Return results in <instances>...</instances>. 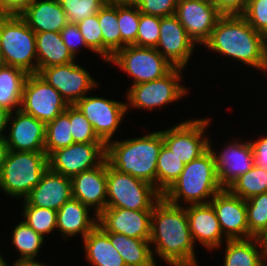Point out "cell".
<instances>
[{
    "instance_id": "1",
    "label": "cell",
    "mask_w": 267,
    "mask_h": 266,
    "mask_svg": "<svg viewBox=\"0 0 267 266\" xmlns=\"http://www.w3.org/2000/svg\"><path fill=\"white\" fill-rule=\"evenodd\" d=\"M149 241L155 262L159 258L164 263L200 266L185 206L171 204L162 197L152 209Z\"/></svg>"
},
{
    "instance_id": "2",
    "label": "cell",
    "mask_w": 267,
    "mask_h": 266,
    "mask_svg": "<svg viewBox=\"0 0 267 266\" xmlns=\"http://www.w3.org/2000/svg\"><path fill=\"white\" fill-rule=\"evenodd\" d=\"M264 35L254 30L241 15H222L203 45L207 51L260 72L263 65Z\"/></svg>"
},
{
    "instance_id": "3",
    "label": "cell",
    "mask_w": 267,
    "mask_h": 266,
    "mask_svg": "<svg viewBox=\"0 0 267 266\" xmlns=\"http://www.w3.org/2000/svg\"><path fill=\"white\" fill-rule=\"evenodd\" d=\"M117 138L106 144L108 164L156 187L157 159L164 144L162 132L148 130L140 137Z\"/></svg>"
},
{
    "instance_id": "4",
    "label": "cell",
    "mask_w": 267,
    "mask_h": 266,
    "mask_svg": "<svg viewBox=\"0 0 267 266\" xmlns=\"http://www.w3.org/2000/svg\"><path fill=\"white\" fill-rule=\"evenodd\" d=\"M221 190L214 156L208 149L184 166L178 179L162 197L177 206L207 204Z\"/></svg>"
},
{
    "instance_id": "5",
    "label": "cell",
    "mask_w": 267,
    "mask_h": 266,
    "mask_svg": "<svg viewBox=\"0 0 267 266\" xmlns=\"http://www.w3.org/2000/svg\"><path fill=\"white\" fill-rule=\"evenodd\" d=\"M47 168L45 152L9 150L0 172V191L17 201L24 200Z\"/></svg>"
},
{
    "instance_id": "6",
    "label": "cell",
    "mask_w": 267,
    "mask_h": 266,
    "mask_svg": "<svg viewBox=\"0 0 267 266\" xmlns=\"http://www.w3.org/2000/svg\"><path fill=\"white\" fill-rule=\"evenodd\" d=\"M184 68L174 67L167 75L153 81L140 83L126 88L127 113L130 109L152 112L180 102L188 96L190 89L183 85ZM182 98V99H181ZM180 99V100H179ZM172 103V104H171ZM164 107V108H163Z\"/></svg>"
},
{
    "instance_id": "7",
    "label": "cell",
    "mask_w": 267,
    "mask_h": 266,
    "mask_svg": "<svg viewBox=\"0 0 267 266\" xmlns=\"http://www.w3.org/2000/svg\"><path fill=\"white\" fill-rule=\"evenodd\" d=\"M0 51L4 65L37 73L35 32L19 15H0Z\"/></svg>"
},
{
    "instance_id": "8",
    "label": "cell",
    "mask_w": 267,
    "mask_h": 266,
    "mask_svg": "<svg viewBox=\"0 0 267 266\" xmlns=\"http://www.w3.org/2000/svg\"><path fill=\"white\" fill-rule=\"evenodd\" d=\"M162 198L153 185L121 173L107 162V205L106 207L130 210H152Z\"/></svg>"
},
{
    "instance_id": "9",
    "label": "cell",
    "mask_w": 267,
    "mask_h": 266,
    "mask_svg": "<svg viewBox=\"0 0 267 266\" xmlns=\"http://www.w3.org/2000/svg\"><path fill=\"white\" fill-rule=\"evenodd\" d=\"M107 64L117 66L131 78L129 87L161 78L175 67L155 48L136 45L118 50Z\"/></svg>"
},
{
    "instance_id": "10",
    "label": "cell",
    "mask_w": 267,
    "mask_h": 266,
    "mask_svg": "<svg viewBox=\"0 0 267 266\" xmlns=\"http://www.w3.org/2000/svg\"><path fill=\"white\" fill-rule=\"evenodd\" d=\"M210 117L186 119L161 129L163 143L186 165L209 149ZM207 133V134H206Z\"/></svg>"
},
{
    "instance_id": "11",
    "label": "cell",
    "mask_w": 267,
    "mask_h": 266,
    "mask_svg": "<svg viewBox=\"0 0 267 266\" xmlns=\"http://www.w3.org/2000/svg\"><path fill=\"white\" fill-rule=\"evenodd\" d=\"M90 94L74 105L89 120L97 137L106 145L116 139L115 136L127 114L126 102Z\"/></svg>"
},
{
    "instance_id": "12",
    "label": "cell",
    "mask_w": 267,
    "mask_h": 266,
    "mask_svg": "<svg viewBox=\"0 0 267 266\" xmlns=\"http://www.w3.org/2000/svg\"><path fill=\"white\" fill-rule=\"evenodd\" d=\"M69 106L61 94L38 73L28 74L20 109L44 122L54 120Z\"/></svg>"
},
{
    "instance_id": "13",
    "label": "cell",
    "mask_w": 267,
    "mask_h": 266,
    "mask_svg": "<svg viewBox=\"0 0 267 266\" xmlns=\"http://www.w3.org/2000/svg\"><path fill=\"white\" fill-rule=\"evenodd\" d=\"M77 59L71 63L43 68L38 74L54 87L69 105H74L92 90L98 81ZM90 72V73H89Z\"/></svg>"
},
{
    "instance_id": "14",
    "label": "cell",
    "mask_w": 267,
    "mask_h": 266,
    "mask_svg": "<svg viewBox=\"0 0 267 266\" xmlns=\"http://www.w3.org/2000/svg\"><path fill=\"white\" fill-rule=\"evenodd\" d=\"M242 139L228 140L218 150L213 146V139L209 137V150L214 156L216 172L222 189H227L239 176L255 165L251 143L247 139Z\"/></svg>"
},
{
    "instance_id": "15",
    "label": "cell",
    "mask_w": 267,
    "mask_h": 266,
    "mask_svg": "<svg viewBox=\"0 0 267 266\" xmlns=\"http://www.w3.org/2000/svg\"><path fill=\"white\" fill-rule=\"evenodd\" d=\"M106 157L104 143H73L55 150L48 157V167L66 177H73L83 171L99 166Z\"/></svg>"
},
{
    "instance_id": "16",
    "label": "cell",
    "mask_w": 267,
    "mask_h": 266,
    "mask_svg": "<svg viewBox=\"0 0 267 266\" xmlns=\"http://www.w3.org/2000/svg\"><path fill=\"white\" fill-rule=\"evenodd\" d=\"M197 46L204 45L222 14L210 1L178 0L174 14Z\"/></svg>"
},
{
    "instance_id": "17",
    "label": "cell",
    "mask_w": 267,
    "mask_h": 266,
    "mask_svg": "<svg viewBox=\"0 0 267 266\" xmlns=\"http://www.w3.org/2000/svg\"><path fill=\"white\" fill-rule=\"evenodd\" d=\"M159 33L155 49L173 66L186 69L198 46L188 36L177 17H161Z\"/></svg>"
},
{
    "instance_id": "18",
    "label": "cell",
    "mask_w": 267,
    "mask_h": 266,
    "mask_svg": "<svg viewBox=\"0 0 267 266\" xmlns=\"http://www.w3.org/2000/svg\"><path fill=\"white\" fill-rule=\"evenodd\" d=\"M209 203L215 210L223 235L228 240L254 237L247 224L246 200L232 194L228 189H222Z\"/></svg>"
},
{
    "instance_id": "19",
    "label": "cell",
    "mask_w": 267,
    "mask_h": 266,
    "mask_svg": "<svg viewBox=\"0 0 267 266\" xmlns=\"http://www.w3.org/2000/svg\"><path fill=\"white\" fill-rule=\"evenodd\" d=\"M5 136L10 151L45 152L46 124L21 109L10 113Z\"/></svg>"
},
{
    "instance_id": "20",
    "label": "cell",
    "mask_w": 267,
    "mask_h": 266,
    "mask_svg": "<svg viewBox=\"0 0 267 266\" xmlns=\"http://www.w3.org/2000/svg\"><path fill=\"white\" fill-rule=\"evenodd\" d=\"M152 210H130L106 207L99 215L97 226L103 232L124 234L135 239L150 240Z\"/></svg>"
},
{
    "instance_id": "21",
    "label": "cell",
    "mask_w": 267,
    "mask_h": 266,
    "mask_svg": "<svg viewBox=\"0 0 267 266\" xmlns=\"http://www.w3.org/2000/svg\"><path fill=\"white\" fill-rule=\"evenodd\" d=\"M186 215L194 244L209 253L218 249L228 239L223 235L215 210L210 203L186 205Z\"/></svg>"
},
{
    "instance_id": "22",
    "label": "cell",
    "mask_w": 267,
    "mask_h": 266,
    "mask_svg": "<svg viewBox=\"0 0 267 266\" xmlns=\"http://www.w3.org/2000/svg\"><path fill=\"white\" fill-rule=\"evenodd\" d=\"M72 198L99 215L107 205V160L71 177Z\"/></svg>"
},
{
    "instance_id": "23",
    "label": "cell",
    "mask_w": 267,
    "mask_h": 266,
    "mask_svg": "<svg viewBox=\"0 0 267 266\" xmlns=\"http://www.w3.org/2000/svg\"><path fill=\"white\" fill-rule=\"evenodd\" d=\"M71 198V178L56 173L48 167L40 182L24 200L31 206L58 211Z\"/></svg>"
},
{
    "instance_id": "24",
    "label": "cell",
    "mask_w": 267,
    "mask_h": 266,
    "mask_svg": "<svg viewBox=\"0 0 267 266\" xmlns=\"http://www.w3.org/2000/svg\"><path fill=\"white\" fill-rule=\"evenodd\" d=\"M56 221L61 239L70 241L79 235L83 240L97 226L98 215L79 200L71 198L57 211Z\"/></svg>"
},
{
    "instance_id": "25",
    "label": "cell",
    "mask_w": 267,
    "mask_h": 266,
    "mask_svg": "<svg viewBox=\"0 0 267 266\" xmlns=\"http://www.w3.org/2000/svg\"><path fill=\"white\" fill-rule=\"evenodd\" d=\"M35 32L60 33L68 23L58 0H35L19 15Z\"/></svg>"
},
{
    "instance_id": "26",
    "label": "cell",
    "mask_w": 267,
    "mask_h": 266,
    "mask_svg": "<svg viewBox=\"0 0 267 266\" xmlns=\"http://www.w3.org/2000/svg\"><path fill=\"white\" fill-rule=\"evenodd\" d=\"M220 248L224 250L221 266H262L267 261V247L257 237L227 240L216 251Z\"/></svg>"
},
{
    "instance_id": "27",
    "label": "cell",
    "mask_w": 267,
    "mask_h": 266,
    "mask_svg": "<svg viewBox=\"0 0 267 266\" xmlns=\"http://www.w3.org/2000/svg\"><path fill=\"white\" fill-rule=\"evenodd\" d=\"M81 241L89 266H126L109 237L98 226Z\"/></svg>"
},
{
    "instance_id": "28",
    "label": "cell",
    "mask_w": 267,
    "mask_h": 266,
    "mask_svg": "<svg viewBox=\"0 0 267 266\" xmlns=\"http://www.w3.org/2000/svg\"><path fill=\"white\" fill-rule=\"evenodd\" d=\"M36 52H37V73L43 68L68 64L76 59L67 49L60 33L57 32H37Z\"/></svg>"
},
{
    "instance_id": "29",
    "label": "cell",
    "mask_w": 267,
    "mask_h": 266,
    "mask_svg": "<svg viewBox=\"0 0 267 266\" xmlns=\"http://www.w3.org/2000/svg\"><path fill=\"white\" fill-rule=\"evenodd\" d=\"M104 233L122 256L126 266H153L156 263L149 240L135 239L119 233Z\"/></svg>"
},
{
    "instance_id": "30",
    "label": "cell",
    "mask_w": 267,
    "mask_h": 266,
    "mask_svg": "<svg viewBox=\"0 0 267 266\" xmlns=\"http://www.w3.org/2000/svg\"><path fill=\"white\" fill-rule=\"evenodd\" d=\"M27 76L28 73L20 68L8 65L0 67V107L10 113L20 109Z\"/></svg>"
},
{
    "instance_id": "31",
    "label": "cell",
    "mask_w": 267,
    "mask_h": 266,
    "mask_svg": "<svg viewBox=\"0 0 267 266\" xmlns=\"http://www.w3.org/2000/svg\"><path fill=\"white\" fill-rule=\"evenodd\" d=\"M17 224L12 228L11 244L13 249L18 252L15 262L23 260L39 259L40 251L45 245V238L38 234L33 228L28 226L22 219L16 221Z\"/></svg>"
},
{
    "instance_id": "32",
    "label": "cell",
    "mask_w": 267,
    "mask_h": 266,
    "mask_svg": "<svg viewBox=\"0 0 267 266\" xmlns=\"http://www.w3.org/2000/svg\"><path fill=\"white\" fill-rule=\"evenodd\" d=\"M103 37V60L108 63L121 49V33L117 19V5L105 4L97 13Z\"/></svg>"
},
{
    "instance_id": "33",
    "label": "cell",
    "mask_w": 267,
    "mask_h": 266,
    "mask_svg": "<svg viewBox=\"0 0 267 266\" xmlns=\"http://www.w3.org/2000/svg\"><path fill=\"white\" fill-rule=\"evenodd\" d=\"M185 164L165 144L162 145L156 169V189L163 195L178 179Z\"/></svg>"
},
{
    "instance_id": "34",
    "label": "cell",
    "mask_w": 267,
    "mask_h": 266,
    "mask_svg": "<svg viewBox=\"0 0 267 266\" xmlns=\"http://www.w3.org/2000/svg\"><path fill=\"white\" fill-rule=\"evenodd\" d=\"M227 189L243 200L266 193L267 170L255 164L249 171L239 176Z\"/></svg>"
},
{
    "instance_id": "35",
    "label": "cell",
    "mask_w": 267,
    "mask_h": 266,
    "mask_svg": "<svg viewBox=\"0 0 267 266\" xmlns=\"http://www.w3.org/2000/svg\"><path fill=\"white\" fill-rule=\"evenodd\" d=\"M73 143L68 106L64 112L46 124L45 153L49 157L55 150Z\"/></svg>"
},
{
    "instance_id": "36",
    "label": "cell",
    "mask_w": 267,
    "mask_h": 266,
    "mask_svg": "<svg viewBox=\"0 0 267 266\" xmlns=\"http://www.w3.org/2000/svg\"><path fill=\"white\" fill-rule=\"evenodd\" d=\"M23 206L21 209L22 220L38 234L46 238L51 233L57 231V211L35 207L29 205L25 200H22Z\"/></svg>"
},
{
    "instance_id": "37",
    "label": "cell",
    "mask_w": 267,
    "mask_h": 266,
    "mask_svg": "<svg viewBox=\"0 0 267 266\" xmlns=\"http://www.w3.org/2000/svg\"><path fill=\"white\" fill-rule=\"evenodd\" d=\"M117 19L121 33V49L136 45L140 11L134 3L117 5Z\"/></svg>"
},
{
    "instance_id": "38",
    "label": "cell",
    "mask_w": 267,
    "mask_h": 266,
    "mask_svg": "<svg viewBox=\"0 0 267 266\" xmlns=\"http://www.w3.org/2000/svg\"><path fill=\"white\" fill-rule=\"evenodd\" d=\"M249 232L258 237L267 227V192L246 200Z\"/></svg>"
},
{
    "instance_id": "39",
    "label": "cell",
    "mask_w": 267,
    "mask_h": 266,
    "mask_svg": "<svg viewBox=\"0 0 267 266\" xmlns=\"http://www.w3.org/2000/svg\"><path fill=\"white\" fill-rule=\"evenodd\" d=\"M69 118L75 143H103L95 134L89 120L75 105H69Z\"/></svg>"
},
{
    "instance_id": "40",
    "label": "cell",
    "mask_w": 267,
    "mask_h": 266,
    "mask_svg": "<svg viewBox=\"0 0 267 266\" xmlns=\"http://www.w3.org/2000/svg\"><path fill=\"white\" fill-rule=\"evenodd\" d=\"M69 23H75L93 16L105 5L102 0H58Z\"/></svg>"
},
{
    "instance_id": "41",
    "label": "cell",
    "mask_w": 267,
    "mask_h": 266,
    "mask_svg": "<svg viewBox=\"0 0 267 266\" xmlns=\"http://www.w3.org/2000/svg\"><path fill=\"white\" fill-rule=\"evenodd\" d=\"M161 17L140 12L136 46L156 48L160 33Z\"/></svg>"
},
{
    "instance_id": "42",
    "label": "cell",
    "mask_w": 267,
    "mask_h": 266,
    "mask_svg": "<svg viewBox=\"0 0 267 266\" xmlns=\"http://www.w3.org/2000/svg\"><path fill=\"white\" fill-rule=\"evenodd\" d=\"M77 26L92 54L103 60V37L97 14L78 22Z\"/></svg>"
},
{
    "instance_id": "43",
    "label": "cell",
    "mask_w": 267,
    "mask_h": 266,
    "mask_svg": "<svg viewBox=\"0 0 267 266\" xmlns=\"http://www.w3.org/2000/svg\"><path fill=\"white\" fill-rule=\"evenodd\" d=\"M241 16L254 30L267 35V0H249Z\"/></svg>"
},
{
    "instance_id": "44",
    "label": "cell",
    "mask_w": 267,
    "mask_h": 266,
    "mask_svg": "<svg viewBox=\"0 0 267 266\" xmlns=\"http://www.w3.org/2000/svg\"><path fill=\"white\" fill-rule=\"evenodd\" d=\"M178 0H134L139 11L146 15L165 17L175 14Z\"/></svg>"
},
{
    "instance_id": "45",
    "label": "cell",
    "mask_w": 267,
    "mask_h": 266,
    "mask_svg": "<svg viewBox=\"0 0 267 266\" xmlns=\"http://www.w3.org/2000/svg\"><path fill=\"white\" fill-rule=\"evenodd\" d=\"M61 38L72 56L78 60L82 47L90 50L85 43L84 37L75 23H67L60 32ZM80 50V51H79Z\"/></svg>"
},
{
    "instance_id": "46",
    "label": "cell",
    "mask_w": 267,
    "mask_h": 266,
    "mask_svg": "<svg viewBox=\"0 0 267 266\" xmlns=\"http://www.w3.org/2000/svg\"><path fill=\"white\" fill-rule=\"evenodd\" d=\"M249 0H210L222 15H241Z\"/></svg>"
},
{
    "instance_id": "47",
    "label": "cell",
    "mask_w": 267,
    "mask_h": 266,
    "mask_svg": "<svg viewBox=\"0 0 267 266\" xmlns=\"http://www.w3.org/2000/svg\"><path fill=\"white\" fill-rule=\"evenodd\" d=\"M249 139L251 143L255 164L261 166L267 170V134Z\"/></svg>"
},
{
    "instance_id": "48",
    "label": "cell",
    "mask_w": 267,
    "mask_h": 266,
    "mask_svg": "<svg viewBox=\"0 0 267 266\" xmlns=\"http://www.w3.org/2000/svg\"><path fill=\"white\" fill-rule=\"evenodd\" d=\"M35 0H0V15H20Z\"/></svg>"
},
{
    "instance_id": "49",
    "label": "cell",
    "mask_w": 267,
    "mask_h": 266,
    "mask_svg": "<svg viewBox=\"0 0 267 266\" xmlns=\"http://www.w3.org/2000/svg\"><path fill=\"white\" fill-rule=\"evenodd\" d=\"M9 116L10 112L0 107V136L6 135Z\"/></svg>"
},
{
    "instance_id": "50",
    "label": "cell",
    "mask_w": 267,
    "mask_h": 266,
    "mask_svg": "<svg viewBox=\"0 0 267 266\" xmlns=\"http://www.w3.org/2000/svg\"><path fill=\"white\" fill-rule=\"evenodd\" d=\"M9 152L6 136H0V172Z\"/></svg>"
},
{
    "instance_id": "51",
    "label": "cell",
    "mask_w": 267,
    "mask_h": 266,
    "mask_svg": "<svg viewBox=\"0 0 267 266\" xmlns=\"http://www.w3.org/2000/svg\"><path fill=\"white\" fill-rule=\"evenodd\" d=\"M11 266H50V264H45V262L43 263L40 262V260L38 259H34V260H23V261H18V262H12Z\"/></svg>"
},
{
    "instance_id": "52",
    "label": "cell",
    "mask_w": 267,
    "mask_h": 266,
    "mask_svg": "<svg viewBox=\"0 0 267 266\" xmlns=\"http://www.w3.org/2000/svg\"><path fill=\"white\" fill-rule=\"evenodd\" d=\"M260 72H263L262 76L267 79V35L264 37L263 65Z\"/></svg>"
},
{
    "instance_id": "53",
    "label": "cell",
    "mask_w": 267,
    "mask_h": 266,
    "mask_svg": "<svg viewBox=\"0 0 267 266\" xmlns=\"http://www.w3.org/2000/svg\"><path fill=\"white\" fill-rule=\"evenodd\" d=\"M102 1L104 4H110V5L129 4L134 2V0H102Z\"/></svg>"
},
{
    "instance_id": "54",
    "label": "cell",
    "mask_w": 267,
    "mask_h": 266,
    "mask_svg": "<svg viewBox=\"0 0 267 266\" xmlns=\"http://www.w3.org/2000/svg\"><path fill=\"white\" fill-rule=\"evenodd\" d=\"M257 238L267 247V227Z\"/></svg>"
},
{
    "instance_id": "55",
    "label": "cell",
    "mask_w": 267,
    "mask_h": 266,
    "mask_svg": "<svg viewBox=\"0 0 267 266\" xmlns=\"http://www.w3.org/2000/svg\"><path fill=\"white\" fill-rule=\"evenodd\" d=\"M1 250V249H0ZM2 255V252L0 251V266H11L9 262H7V259Z\"/></svg>"
},
{
    "instance_id": "56",
    "label": "cell",
    "mask_w": 267,
    "mask_h": 266,
    "mask_svg": "<svg viewBox=\"0 0 267 266\" xmlns=\"http://www.w3.org/2000/svg\"><path fill=\"white\" fill-rule=\"evenodd\" d=\"M166 264H167L166 266H190V265L185 264V263H166ZM153 266H158L157 262Z\"/></svg>"
},
{
    "instance_id": "57",
    "label": "cell",
    "mask_w": 267,
    "mask_h": 266,
    "mask_svg": "<svg viewBox=\"0 0 267 266\" xmlns=\"http://www.w3.org/2000/svg\"><path fill=\"white\" fill-rule=\"evenodd\" d=\"M4 65V62H3V59H2V56H1V51H0V67Z\"/></svg>"
}]
</instances>
